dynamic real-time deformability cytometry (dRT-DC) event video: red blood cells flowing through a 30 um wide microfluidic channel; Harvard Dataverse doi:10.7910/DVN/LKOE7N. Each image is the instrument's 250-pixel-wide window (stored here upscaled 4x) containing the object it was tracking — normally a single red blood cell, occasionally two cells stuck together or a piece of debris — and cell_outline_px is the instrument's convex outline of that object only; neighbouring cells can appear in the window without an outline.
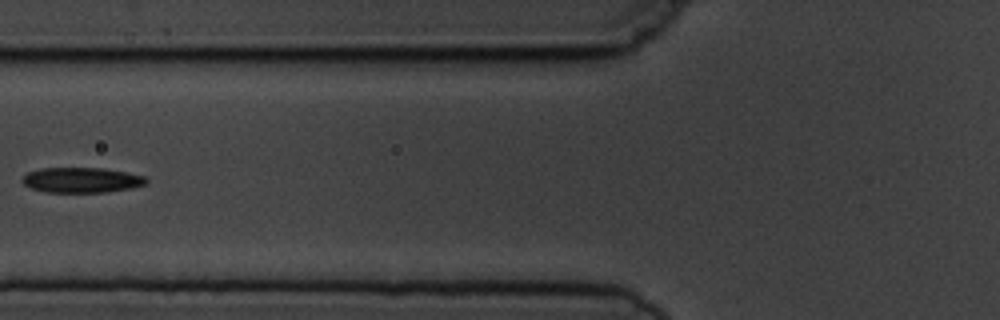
{"species": "common noctule bat (a hibernating species)", "species_latin": "Nyctalus noctula", "temperature_condition": "cold", "stored_images_in_passage": 6, "camera_frame_rate_fps": 3000, "um_per_image_px": 0.085, "animal": {"sex": "male", "body_mass_g": 19.5, "forearm_length_mm": 54.6}, "frame": {"image": 1, "passage_image": 6, "time_ms": 5.667, "image_size_px": [1000, 320], "cell_outline_px": [[148, 184], [132, 188], [108, 192], [44, 192], [32, 188], [24, 184], [20, 180], [28, 172], [40, 168], [104, 168], [144, 176], [148, 180]], "centroid_in_image_um": [6.94, 15.31], "position_along_channel_um": 118.9, "area_um2": 18.26}}